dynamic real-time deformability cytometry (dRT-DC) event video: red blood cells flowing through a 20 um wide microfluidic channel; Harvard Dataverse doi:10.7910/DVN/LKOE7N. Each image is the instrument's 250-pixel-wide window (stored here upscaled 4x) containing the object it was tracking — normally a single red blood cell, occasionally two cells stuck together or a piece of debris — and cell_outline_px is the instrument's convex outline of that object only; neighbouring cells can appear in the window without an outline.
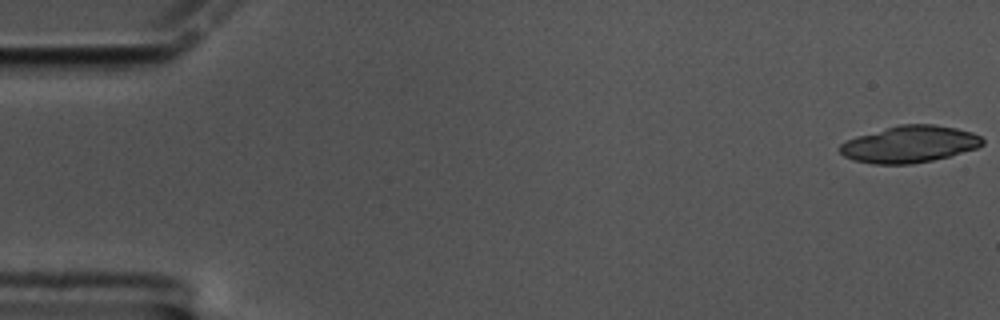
{"species": "common noctule bat (a hibernating species)", "species_latin": "Nyctalus noctula", "temperature_condition": "cold", "stored_images_in_passage": 20, "camera_frame_rate_fps": 3000, "um_per_image_px": 0.085, "animal": {"sex": "male", "body_mass_g": 17.5, "forearm_length_mm": 52.3}, "frame": {"image": 1, "passage_image": 1, "time_ms": 0.0, "image_size_px": [1000, 320], "cell_outline_px": [[984, 144], [976, 148], [948, 156], [932, 160], [912, 164], [872, 164], [852, 160], [844, 156], [836, 148], [840, 144], [856, 136], [900, 124], [932, 124], [956, 128], [972, 132], [980, 136], [984, 140]], "centroid_in_image_um": [77.28, 12.26], "position_along_channel_um": 7.7, "area_um2": 30.58}}